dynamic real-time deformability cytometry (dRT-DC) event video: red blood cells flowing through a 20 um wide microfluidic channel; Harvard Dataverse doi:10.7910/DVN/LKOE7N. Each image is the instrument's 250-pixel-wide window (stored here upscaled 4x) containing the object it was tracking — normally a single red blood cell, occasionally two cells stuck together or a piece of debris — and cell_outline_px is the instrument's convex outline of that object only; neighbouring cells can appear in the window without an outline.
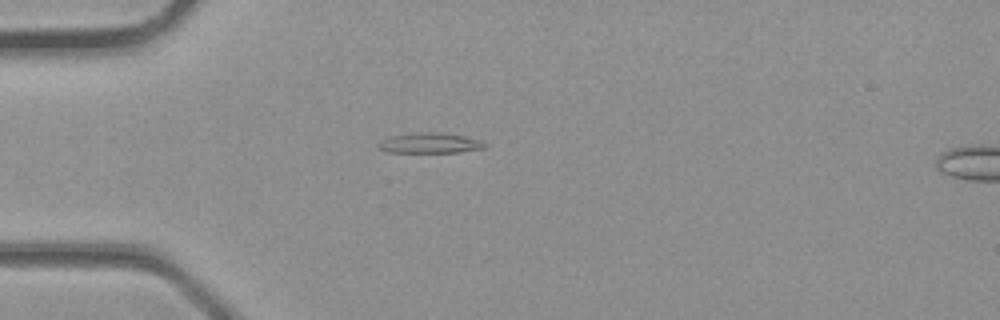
{"species": "common noctule bat (a hibernating species)", "species_latin": "Nyctalus noctula", "temperature_condition": "room temperature", "stored_images_in_passage": 5, "camera_frame_rate_fps": 3000, "um_per_image_px": 0.085, "animal": {"sex": "male", "body_mass_g": 23.1, "forearm_length_mm": 52.7}, "frame": {"image": 1, "passage_image": 4, "time_ms": 1.0, "image_size_px": [1000, 320], "cell_outline_px": [[488, 144], [484, 148], [456, 152], [388, 152], [376, 148], [376, 144], [380, 140], [388, 136], [420, 132], [440, 132], [464, 136], [480, 140]], "centroid_in_image_um": [36.47, 12.15], "position_along_channel_um": 48.5, "area_um2": 12.72}}